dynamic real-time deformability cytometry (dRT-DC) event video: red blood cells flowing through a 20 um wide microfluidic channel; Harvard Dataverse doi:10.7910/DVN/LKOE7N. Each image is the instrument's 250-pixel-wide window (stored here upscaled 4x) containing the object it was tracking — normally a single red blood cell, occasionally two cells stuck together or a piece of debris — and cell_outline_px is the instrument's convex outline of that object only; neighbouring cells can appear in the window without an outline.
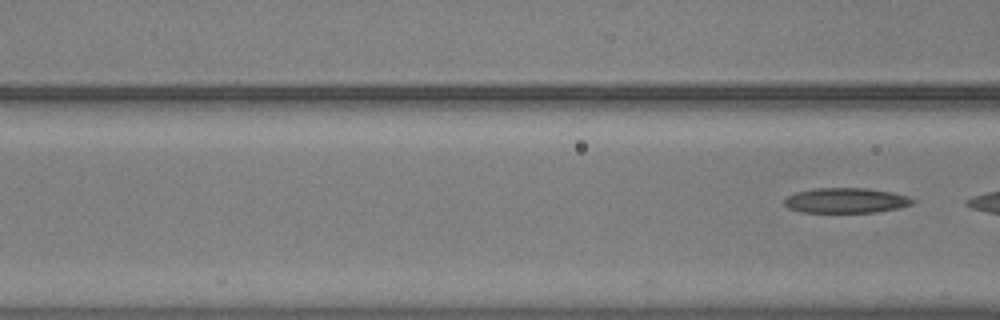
{"species": "common noctule bat (a hibernating species)", "species_latin": "Nyctalus noctula", "temperature_condition": "warm", "stored_images_in_passage": 8, "camera_frame_rate_fps": 3000, "um_per_image_px": 0.085, "animal": {"sex": "male", "body_mass_g": 20.5, "forearm_length_mm": 52.5}, "frame": {"image": 1, "passage_image": 8, "time_ms": 2.333, "image_size_px": [1000, 320], "cell_outline_px": [[916, 200], [912, 204], [900, 208], [876, 212], [800, 212], [788, 208], [784, 204], [784, 196], [796, 192], [816, 188], [868, 188], [892, 192], [908, 196]], "centroid_in_image_um": [71.89, 17.04], "position_along_channel_um": 94.7, "area_um2": 18.96}}